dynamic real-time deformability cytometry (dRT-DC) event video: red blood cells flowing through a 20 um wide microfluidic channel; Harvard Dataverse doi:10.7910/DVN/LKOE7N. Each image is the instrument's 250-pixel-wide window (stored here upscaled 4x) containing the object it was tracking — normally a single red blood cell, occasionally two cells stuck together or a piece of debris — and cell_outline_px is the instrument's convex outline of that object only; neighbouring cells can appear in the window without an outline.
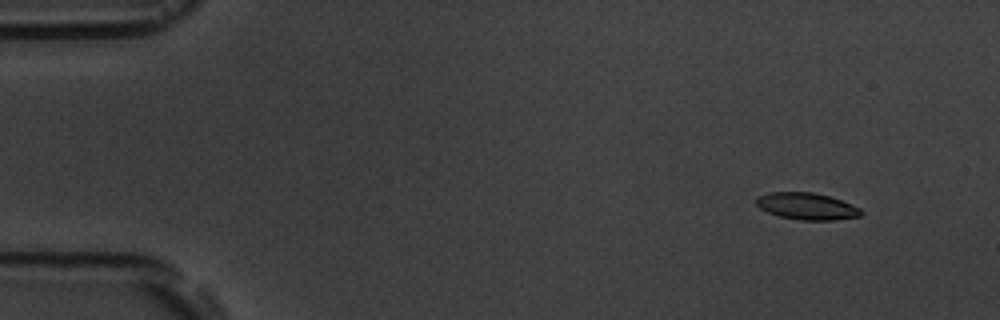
{"species": "common noctule bat (a hibernating species)", "species_latin": "Nyctalus noctula", "temperature_condition": "room temperature", "stored_images_in_passage": 4, "camera_frame_rate_fps": 3000, "um_per_image_px": 0.085, "animal": {"sex": "male", "body_mass_g": 19.5, "forearm_length_mm": 54.6}, "frame": {"image": 1, "passage_image": 1, "time_ms": 0.0, "image_size_px": [1000, 320], "cell_outline_px": [[864, 212], [860, 216], [836, 220], [800, 220], [780, 216], [768, 212], [760, 208], [756, 204], [756, 196], [768, 192], [812, 192], [828, 196], [840, 200], [860, 208]], "centroid_in_image_um": [68.56, 17.53], "position_along_channel_um": 16.4, "area_um2": 16.36}}
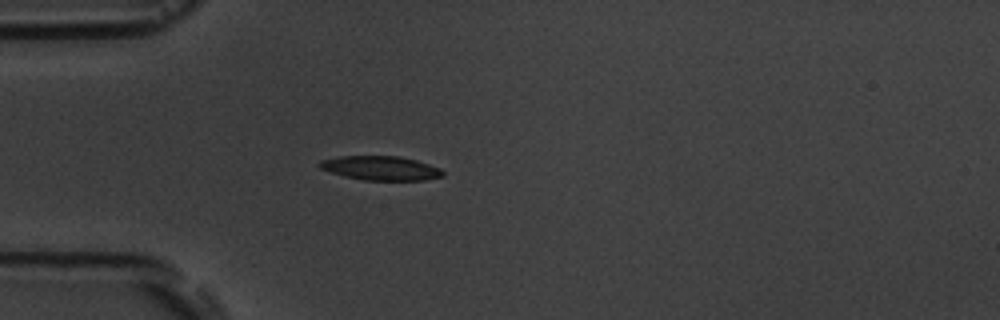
{"frame": {"image": 2, "passage_image": 4, "time_ms": 3.667, "image_size_px": [1000, 320], "cell_outline_px": [[444, 176], [424, 180], [364, 180], [344, 176], [320, 168], [316, 164], [320, 160], [340, 156], [400, 156], [416, 160], [440, 168], [444, 172]], "centroid_in_image_um": [32.35, 14.28], "position_along_channel_um": 52.6, "area_um2": 17.34}}